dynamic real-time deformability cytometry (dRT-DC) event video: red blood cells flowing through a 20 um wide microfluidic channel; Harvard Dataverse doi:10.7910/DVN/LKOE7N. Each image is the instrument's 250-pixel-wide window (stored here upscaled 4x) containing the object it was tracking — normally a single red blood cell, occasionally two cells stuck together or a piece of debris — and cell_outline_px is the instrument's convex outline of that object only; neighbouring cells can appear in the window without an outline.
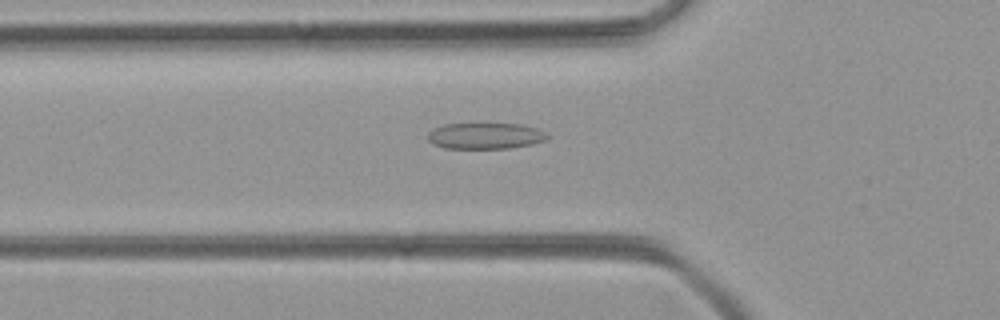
{"species": "common noctule bat (a hibernating species)", "species_latin": "Nyctalus noctula", "temperature_condition": "room temperature", "stored_images_in_passage": 47, "camera_frame_rate_fps": 3000, "um_per_image_px": 0.085, "animal": {"sex": "female", "body_mass_g": 21.9}, "frame": {"image": 1, "passage_image": 18, "time_ms": 5.667, "image_size_px": [1000, 320], "cell_outline_px": [[548, 140], [532, 144], [512, 148], [444, 148], [432, 144], [428, 140], [428, 132], [432, 128], [444, 124], [520, 124], [536, 128], [548, 132]], "centroid_in_image_um": [41.26, 11.55], "position_along_channel_um": 84.5, "area_um2": 18.38}}
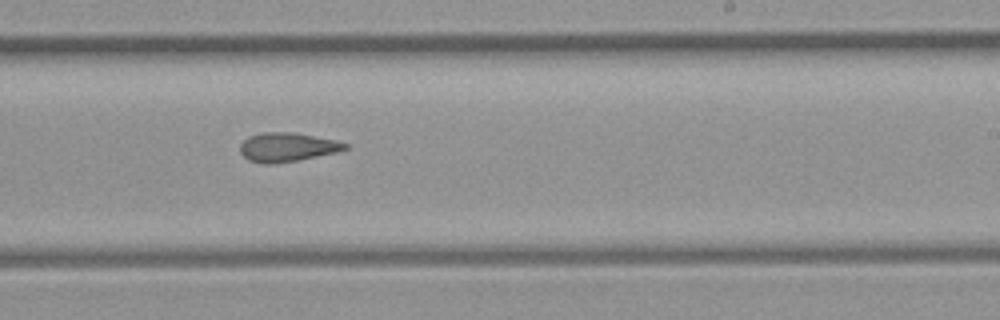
{"frame": {"image": 2, "passage_image": 31, "time_ms": 10.0, "image_size_px": [1000, 320], "cell_outline_px": [[348, 148], [336, 152], [296, 160], [272, 164], [264, 164], [248, 160], [240, 152], [240, 144], [248, 136], [264, 132], [292, 132], [336, 140], [348, 144]], "centroid_in_image_um": [24.38, 12.5], "position_along_channel_um": 264.6, "area_um2": 17.57}}
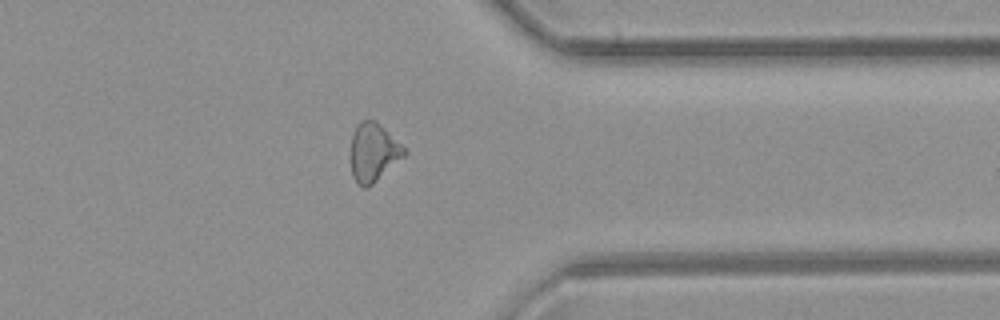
{"frame": {"image": 3, "passage_image": 40, "time_ms": 13.0, "image_size_px": [1000, 320], "cell_outline_px": [[408, 152], [404, 156], [368, 188], [364, 188], [356, 184], [352, 176], [352, 136], [360, 120], [376, 120]], "centroid_in_image_um": [31.73, 12.97], "position_along_channel_um": 379.7, "area_um2": 17.86}}